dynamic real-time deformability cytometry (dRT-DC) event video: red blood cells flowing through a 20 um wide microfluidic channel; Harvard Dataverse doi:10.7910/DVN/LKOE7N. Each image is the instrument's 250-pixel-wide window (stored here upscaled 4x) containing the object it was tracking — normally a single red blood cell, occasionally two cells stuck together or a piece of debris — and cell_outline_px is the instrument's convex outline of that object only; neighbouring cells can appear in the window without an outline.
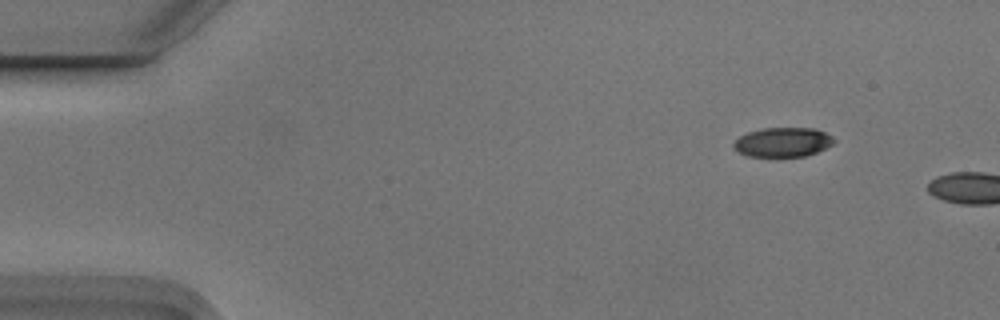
{"species": "Egyptian fruit bat (a non-hibernating species)", "species_latin": "Rousettus aegyptiacus", "temperature_condition": "cold", "stored_images_in_passage": 2, "camera_frame_rate_fps": 3000, "um_per_image_px": 0.085, "animal": {"sex": "male"}, "frame": {"image": 1, "passage_image": 1, "time_ms": 0.0, "image_size_px": [1000, 320], "cell_outline_px": [[836, 140], [832, 144], [816, 152], [804, 156], [748, 156], [732, 148], [732, 144], [740, 136], [748, 132], [760, 128], [816, 128], [832, 136]], "centroid_in_image_um": [66.53, 12.07], "position_along_channel_um": 18.5, "area_um2": 17.11}}